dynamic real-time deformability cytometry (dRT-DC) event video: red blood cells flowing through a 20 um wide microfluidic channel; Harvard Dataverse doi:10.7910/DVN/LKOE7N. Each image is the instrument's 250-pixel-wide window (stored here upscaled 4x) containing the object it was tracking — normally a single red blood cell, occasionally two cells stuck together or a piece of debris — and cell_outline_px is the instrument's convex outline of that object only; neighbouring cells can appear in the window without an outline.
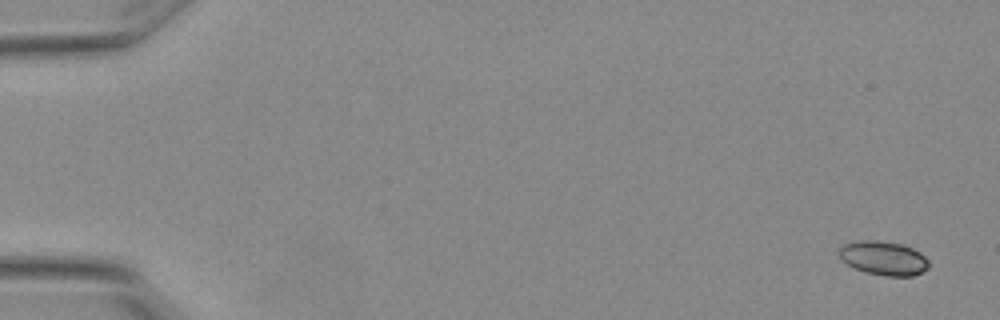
{"species": "Egyptian fruit bat (a non-hibernating species)", "species_latin": "Rousettus aegyptiacus", "temperature_condition": "warm", "stored_images_in_passage": 6, "segment_of_instrument_passage": [2, 2], "camera_frame_rate_fps": 3000, "um_per_image_px": 0.085, "animal": {"sex": "female"}, "frame": {"image": 1, "passage_image": 6, "time_ms": 1.667, "image_size_px": [1000, 320], "cell_outline_px": [[928, 268], [912, 276], [888, 276], [868, 272], [856, 268], [848, 264], [840, 256], [840, 248], [844, 244], [860, 240], [872, 240], [904, 244], [920, 252], [928, 260]], "centroid_in_image_um": [75.14, 21.93], "position_along_channel_um": 9.9, "area_um2": 17.4}}